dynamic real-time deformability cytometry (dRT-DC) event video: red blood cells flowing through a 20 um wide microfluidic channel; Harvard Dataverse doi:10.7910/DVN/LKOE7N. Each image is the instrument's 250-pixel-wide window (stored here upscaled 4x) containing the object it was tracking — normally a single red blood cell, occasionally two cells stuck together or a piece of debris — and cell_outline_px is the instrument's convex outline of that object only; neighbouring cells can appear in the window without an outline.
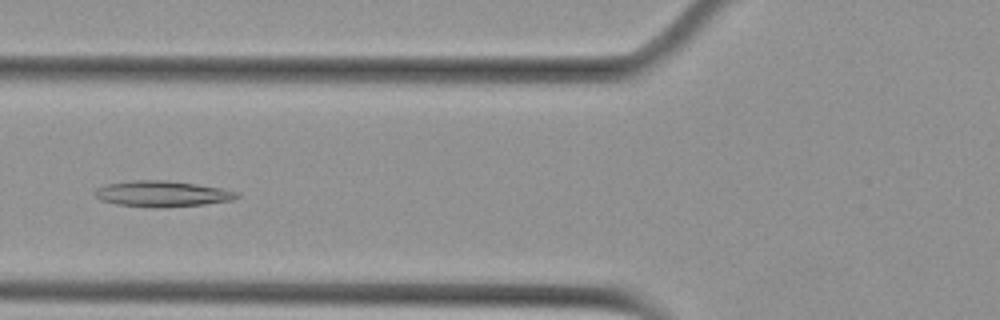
{"species": "Egyptian fruit bat (a non-hibernating species)", "species_latin": "Rousettus aegyptiacus", "temperature_condition": "cold", "stored_images_in_passage": 6, "camera_frame_rate_fps": 3000, "um_per_image_px": 0.085, "animal": {"sex": "female"}, "frame": {"image": 1, "passage_image": 6, "time_ms": 1.667, "image_size_px": [1000, 320], "cell_outline_px": [[240, 196], [232, 200], [204, 204], [164, 208], [148, 208], [116, 204], [100, 200], [96, 196], [96, 188], [108, 184], [128, 180], [168, 180], [196, 184], [220, 188], [236, 192]], "centroid_in_image_um": [13.76, 16.48], "position_along_channel_um": 112.0, "area_um2": 21.5}}